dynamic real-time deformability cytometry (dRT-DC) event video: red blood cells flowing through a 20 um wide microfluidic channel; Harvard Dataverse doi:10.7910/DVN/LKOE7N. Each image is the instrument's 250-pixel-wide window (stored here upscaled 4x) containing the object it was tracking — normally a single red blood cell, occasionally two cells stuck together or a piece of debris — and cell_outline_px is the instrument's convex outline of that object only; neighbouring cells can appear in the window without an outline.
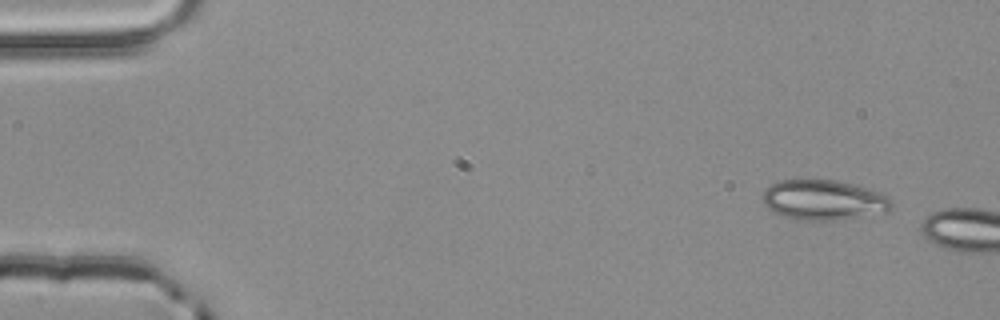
{"species": "common noctule bat (a hibernating species)", "species_latin": "Nyctalus noctula", "temperature_condition": "room temperature", "stored_images_in_passage": 5, "camera_frame_rate_fps": 3000, "um_per_image_px": 0.085, "animal": {"sex": "male", "body_mass_g": 20.4}, "frame": {"image": 1, "passage_image": 1, "time_ms": 0.0, "image_size_px": [1000, 320], "cell_outline_px": [[892, 208], [884, 212], [836, 220], [800, 220], [784, 216], [768, 208], [764, 204], [760, 196], [764, 188], [776, 180], [836, 180], [868, 188], [888, 196], [892, 200]], "centroid_in_image_um": [69.96, 16.98], "position_along_channel_um": 15.0, "area_um2": 30.17}}